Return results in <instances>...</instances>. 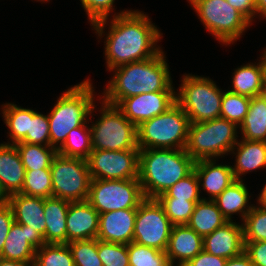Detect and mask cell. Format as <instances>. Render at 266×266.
<instances>
[{
  "instance_id": "cell-9",
  "label": "cell",
  "mask_w": 266,
  "mask_h": 266,
  "mask_svg": "<svg viewBox=\"0 0 266 266\" xmlns=\"http://www.w3.org/2000/svg\"><path fill=\"white\" fill-rule=\"evenodd\" d=\"M206 31L227 47L245 35L252 23L227 0H187Z\"/></svg>"
},
{
  "instance_id": "cell-31",
  "label": "cell",
  "mask_w": 266,
  "mask_h": 266,
  "mask_svg": "<svg viewBox=\"0 0 266 266\" xmlns=\"http://www.w3.org/2000/svg\"><path fill=\"white\" fill-rule=\"evenodd\" d=\"M17 151L25 170L50 168L57 150L52 146H43L28 143H16Z\"/></svg>"
},
{
  "instance_id": "cell-37",
  "label": "cell",
  "mask_w": 266,
  "mask_h": 266,
  "mask_svg": "<svg viewBox=\"0 0 266 266\" xmlns=\"http://www.w3.org/2000/svg\"><path fill=\"white\" fill-rule=\"evenodd\" d=\"M255 203L242 222L244 241H266V209Z\"/></svg>"
},
{
  "instance_id": "cell-25",
  "label": "cell",
  "mask_w": 266,
  "mask_h": 266,
  "mask_svg": "<svg viewBox=\"0 0 266 266\" xmlns=\"http://www.w3.org/2000/svg\"><path fill=\"white\" fill-rule=\"evenodd\" d=\"M25 172L16 145L0 143V183L8 196L21 192Z\"/></svg>"
},
{
  "instance_id": "cell-40",
  "label": "cell",
  "mask_w": 266,
  "mask_h": 266,
  "mask_svg": "<svg viewBox=\"0 0 266 266\" xmlns=\"http://www.w3.org/2000/svg\"><path fill=\"white\" fill-rule=\"evenodd\" d=\"M98 256L103 266H129L127 245L98 240Z\"/></svg>"
},
{
  "instance_id": "cell-34",
  "label": "cell",
  "mask_w": 266,
  "mask_h": 266,
  "mask_svg": "<svg viewBox=\"0 0 266 266\" xmlns=\"http://www.w3.org/2000/svg\"><path fill=\"white\" fill-rule=\"evenodd\" d=\"M25 171V181L20 193L44 199L52 197V177L50 168Z\"/></svg>"
},
{
  "instance_id": "cell-10",
  "label": "cell",
  "mask_w": 266,
  "mask_h": 266,
  "mask_svg": "<svg viewBox=\"0 0 266 266\" xmlns=\"http://www.w3.org/2000/svg\"><path fill=\"white\" fill-rule=\"evenodd\" d=\"M50 172L53 197L70 202L88 199L91 176L87 160L57 153L52 159Z\"/></svg>"
},
{
  "instance_id": "cell-35",
  "label": "cell",
  "mask_w": 266,
  "mask_h": 266,
  "mask_svg": "<svg viewBox=\"0 0 266 266\" xmlns=\"http://www.w3.org/2000/svg\"><path fill=\"white\" fill-rule=\"evenodd\" d=\"M251 98L224 90L220 117L235 123L238 127L249 110Z\"/></svg>"
},
{
  "instance_id": "cell-21",
  "label": "cell",
  "mask_w": 266,
  "mask_h": 266,
  "mask_svg": "<svg viewBox=\"0 0 266 266\" xmlns=\"http://www.w3.org/2000/svg\"><path fill=\"white\" fill-rule=\"evenodd\" d=\"M229 155L234 157L231 165L235 180H244L250 172L266 169V142L239 139Z\"/></svg>"
},
{
  "instance_id": "cell-6",
  "label": "cell",
  "mask_w": 266,
  "mask_h": 266,
  "mask_svg": "<svg viewBox=\"0 0 266 266\" xmlns=\"http://www.w3.org/2000/svg\"><path fill=\"white\" fill-rule=\"evenodd\" d=\"M239 127L225 118L190 123L186 152L196 161L221 160L239 141Z\"/></svg>"
},
{
  "instance_id": "cell-19",
  "label": "cell",
  "mask_w": 266,
  "mask_h": 266,
  "mask_svg": "<svg viewBox=\"0 0 266 266\" xmlns=\"http://www.w3.org/2000/svg\"><path fill=\"white\" fill-rule=\"evenodd\" d=\"M137 209H119L99 215L97 239L112 243L133 242Z\"/></svg>"
},
{
  "instance_id": "cell-8",
  "label": "cell",
  "mask_w": 266,
  "mask_h": 266,
  "mask_svg": "<svg viewBox=\"0 0 266 266\" xmlns=\"http://www.w3.org/2000/svg\"><path fill=\"white\" fill-rule=\"evenodd\" d=\"M189 118L175 102L164 113L143 121L137 127L139 149H185Z\"/></svg>"
},
{
  "instance_id": "cell-41",
  "label": "cell",
  "mask_w": 266,
  "mask_h": 266,
  "mask_svg": "<svg viewBox=\"0 0 266 266\" xmlns=\"http://www.w3.org/2000/svg\"><path fill=\"white\" fill-rule=\"evenodd\" d=\"M80 2V5H82L81 7H83L84 12H86L85 14L90 25L99 20L124 14L130 11L128 9H123L119 12H115V0H80Z\"/></svg>"
},
{
  "instance_id": "cell-1",
  "label": "cell",
  "mask_w": 266,
  "mask_h": 266,
  "mask_svg": "<svg viewBox=\"0 0 266 266\" xmlns=\"http://www.w3.org/2000/svg\"><path fill=\"white\" fill-rule=\"evenodd\" d=\"M152 22L144 11L131 8L124 14L102 19L91 25L98 42L99 39L104 40L103 54L107 71L149 59L162 50L163 47L158 42H161L163 33Z\"/></svg>"
},
{
  "instance_id": "cell-52",
  "label": "cell",
  "mask_w": 266,
  "mask_h": 266,
  "mask_svg": "<svg viewBox=\"0 0 266 266\" xmlns=\"http://www.w3.org/2000/svg\"><path fill=\"white\" fill-rule=\"evenodd\" d=\"M262 54H259L261 55V59L263 61V64H264V69H265V86H266V47L263 48V51L261 52Z\"/></svg>"
},
{
  "instance_id": "cell-49",
  "label": "cell",
  "mask_w": 266,
  "mask_h": 266,
  "mask_svg": "<svg viewBox=\"0 0 266 266\" xmlns=\"http://www.w3.org/2000/svg\"><path fill=\"white\" fill-rule=\"evenodd\" d=\"M0 266H33V263H26L21 261L0 259Z\"/></svg>"
},
{
  "instance_id": "cell-5",
  "label": "cell",
  "mask_w": 266,
  "mask_h": 266,
  "mask_svg": "<svg viewBox=\"0 0 266 266\" xmlns=\"http://www.w3.org/2000/svg\"><path fill=\"white\" fill-rule=\"evenodd\" d=\"M98 101L100 106L97 107L96 103L93 105L88 119L92 149L113 151L139 149L137 126L131 123L116 106L107 104L100 98ZM95 110L100 112L99 115L94 114L97 112ZM95 116H98V119L94 120Z\"/></svg>"
},
{
  "instance_id": "cell-18",
  "label": "cell",
  "mask_w": 266,
  "mask_h": 266,
  "mask_svg": "<svg viewBox=\"0 0 266 266\" xmlns=\"http://www.w3.org/2000/svg\"><path fill=\"white\" fill-rule=\"evenodd\" d=\"M99 215L87 200L70 202L66 219L67 243L96 239L99 230Z\"/></svg>"
},
{
  "instance_id": "cell-15",
  "label": "cell",
  "mask_w": 266,
  "mask_h": 266,
  "mask_svg": "<svg viewBox=\"0 0 266 266\" xmlns=\"http://www.w3.org/2000/svg\"><path fill=\"white\" fill-rule=\"evenodd\" d=\"M46 244L44 237L30 226L14 221L0 253L6 260L34 263L36 249Z\"/></svg>"
},
{
  "instance_id": "cell-20",
  "label": "cell",
  "mask_w": 266,
  "mask_h": 266,
  "mask_svg": "<svg viewBox=\"0 0 266 266\" xmlns=\"http://www.w3.org/2000/svg\"><path fill=\"white\" fill-rule=\"evenodd\" d=\"M203 250V237L187 224L173 225L166 255L170 264L184 266Z\"/></svg>"
},
{
  "instance_id": "cell-30",
  "label": "cell",
  "mask_w": 266,
  "mask_h": 266,
  "mask_svg": "<svg viewBox=\"0 0 266 266\" xmlns=\"http://www.w3.org/2000/svg\"><path fill=\"white\" fill-rule=\"evenodd\" d=\"M93 151L89 121L72 129L57 153L64 157L82 158L87 160Z\"/></svg>"
},
{
  "instance_id": "cell-47",
  "label": "cell",
  "mask_w": 266,
  "mask_h": 266,
  "mask_svg": "<svg viewBox=\"0 0 266 266\" xmlns=\"http://www.w3.org/2000/svg\"><path fill=\"white\" fill-rule=\"evenodd\" d=\"M225 266H255L250 257L243 252L237 257H233L226 260Z\"/></svg>"
},
{
  "instance_id": "cell-53",
  "label": "cell",
  "mask_w": 266,
  "mask_h": 266,
  "mask_svg": "<svg viewBox=\"0 0 266 266\" xmlns=\"http://www.w3.org/2000/svg\"><path fill=\"white\" fill-rule=\"evenodd\" d=\"M34 1L41 2V4H42V3H45V2H46V3H47V2H50L51 0H34Z\"/></svg>"
},
{
  "instance_id": "cell-14",
  "label": "cell",
  "mask_w": 266,
  "mask_h": 266,
  "mask_svg": "<svg viewBox=\"0 0 266 266\" xmlns=\"http://www.w3.org/2000/svg\"><path fill=\"white\" fill-rule=\"evenodd\" d=\"M176 102V92H153L122 99L116 107L137 127L164 113Z\"/></svg>"
},
{
  "instance_id": "cell-27",
  "label": "cell",
  "mask_w": 266,
  "mask_h": 266,
  "mask_svg": "<svg viewBox=\"0 0 266 266\" xmlns=\"http://www.w3.org/2000/svg\"><path fill=\"white\" fill-rule=\"evenodd\" d=\"M0 110L2 119L8 128V132H6L8 141H3V143L15 145L22 142L26 138L27 132H29V118H33L38 111L18 106L14 102L2 104Z\"/></svg>"
},
{
  "instance_id": "cell-43",
  "label": "cell",
  "mask_w": 266,
  "mask_h": 266,
  "mask_svg": "<svg viewBox=\"0 0 266 266\" xmlns=\"http://www.w3.org/2000/svg\"><path fill=\"white\" fill-rule=\"evenodd\" d=\"M244 252L255 266H266V241H244Z\"/></svg>"
},
{
  "instance_id": "cell-29",
  "label": "cell",
  "mask_w": 266,
  "mask_h": 266,
  "mask_svg": "<svg viewBox=\"0 0 266 266\" xmlns=\"http://www.w3.org/2000/svg\"><path fill=\"white\" fill-rule=\"evenodd\" d=\"M227 222L213 200H201L196 203L187 225L204 237Z\"/></svg>"
},
{
  "instance_id": "cell-2",
  "label": "cell",
  "mask_w": 266,
  "mask_h": 266,
  "mask_svg": "<svg viewBox=\"0 0 266 266\" xmlns=\"http://www.w3.org/2000/svg\"><path fill=\"white\" fill-rule=\"evenodd\" d=\"M166 53L116 67L100 96L105 103L116 106L122 99L153 92H176Z\"/></svg>"
},
{
  "instance_id": "cell-23",
  "label": "cell",
  "mask_w": 266,
  "mask_h": 266,
  "mask_svg": "<svg viewBox=\"0 0 266 266\" xmlns=\"http://www.w3.org/2000/svg\"><path fill=\"white\" fill-rule=\"evenodd\" d=\"M259 61V62H257ZM256 62L242 63L236 67L231 75L232 88L226 89L232 93L250 98L264 94L265 69L261 57Z\"/></svg>"
},
{
  "instance_id": "cell-11",
  "label": "cell",
  "mask_w": 266,
  "mask_h": 266,
  "mask_svg": "<svg viewBox=\"0 0 266 266\" xmlns=\"http://www.w3.org/2000/svg\"><path fill=\"white\" fill-rule=\"evenodd\" d=\"M144 199L139 178L91 179L87 201L102 214L119 209H137Z\"/></svg>"
},
{
  "instance_id": "cell-13",
  "label": "cell",
  "mask_w": 266,
  "mask_h": 266,
  "mask_svg": "<svg viewBox=\"0 0 266 266\" xmlns=\"http://www.w3.org/2000/svg\"><path fill=\"white\" fill-rule=\"evenodd\" d=\"M140 149L93 150L87 159L91 179L139 178Z\"/></svg>"
},
{
  "instance_id": "cell-7",
  "label": "cell",
  "mask_w": 266,
  "mask_h": 266,
  "mask_svg": "<svg viewBox=\"0 0 266 266\" xmlns=\"http://www.w3.org/2000/svg\"><path fill=\"white\" fill-rule=\"evenodd\" d=\"M176 89V102L190 123H200L220 117L223 88L204 75L183 74Z\"/></svg>"
},
{
  "instance_id": "cell-36",
  "label": "cell",
  "mask_w": 266,
  "mask_h": 266,
  "mask_svg": "<svg viewBox=\"0 0 266 266\" xmlns=\"http://www.w3.org/2000/svg\"><path fill=\"white\" fill-rule=\"evenodd\" d=\"M165 214L173 225L187 224L190 221L195 205L199 201H188L174 197H157Z\"/></svg>"
},
{
  "instance_id": "cell-17",
  "label": "cell",
  "mask_w": 266,
  "mask_h": 266,
  "mask_svg": "<svg viewBox=\"0 0 266 266\" xmlns=\"http://www.w3.org/2000/svg\"><path fill=\"white\" fill-rule=\"evenodd\" d=\"M244 248L243 224L240 222L228 221L203 237V250L225 259L241 255Z\"/></svg>"
},
{
  "instance_id": "cell-46",
  "label": "cell",
  "mask_w": 266,
  "mask_h": 266,
  "mask_svg": "<svg viewBox=\"0 0 266 266\" xmlns=\"http://www.w3.org/2000/svg\"><path fill=\"white\" fill-rule=\"evenodd\" d=\"M227 2L241 12L251 23L256 21L255 0H227Z\"/></svg>"
},
{
  "instance_id": "cell-22",
  "label": "cell",
  "mask_w": 266,
  "mask_h": 266,
  "mask_svg": "<svg viewBox=\"0 0 266 266\" xmlns=\"http://www.w3.org/2000/svg\"><path fill=\"white\" fill-rule=\"evenodd\" d=\"M244 181H233L220 195L213 199L228 221H236L233 215H237L242 223L254 205V203L251 204V201L249 202L253 197L249 193V186Z\"/></svg>"
},
{
  "instance_id": "cell-50",
  "label": "cell",
  "mask_w": 266,
  "mask_h": 266,
  "mask_svg": "<svg viewBox=\"0 0 266 266\" xmlns=\"http://www.w3.org/2000/svg\"><path fill=\"white\" fill-rule=\"evenodd\" d=\"M256 202L266 209V183L262 186V189H260Z\"/></svg>"
},
{
  "instance_id": "cell-26",
  "label": "cell",
  "mask_w": 266,
  "mask_h": 266,
  "mask_svg": "<svg viewBox=\"0 0 266 266\" xmlns=\"http://www.w3.org/2000/svg\"><path fill=\"white\" fill-rule=\"evenodd\" d=\"M70 201L56 197L44 199L46 243H67L66 219Z\"/></svg>"
},
{
  "instance_id": "cell-24",
  "label": "cell",
  "mask_w": 266,
  "mask_h": 266,
  "mask_svg": "<svg viewBox=\"0 0 266 266\" xmlns=\"http://www.w3.org/2000/svg\"><path fill=\"white\" fill-rule=\"evenodd\" d=\"M7 203L13 209L15 222L30 226L31 230H36L44 237V198L16 193L9 196Z\"/></svg>"
},
{
  "instance_id": "cell-32",
  "label": "cell",
  "mask_w": 266,
  "mask_h": 266,
  "mask_svg": "<svg viewBox=\"0 0 266 266\" xmlns=\"http://www.w3.org/2000/svg\"><path fill=\"white\" fill-rule=\"evenodd\" d=\"M33 266H75L67 243H46L36 249Z\"/></svg>"
},
{
  "instance_id": "cell-42",
  "label": "cell",
  "mask_w": 266,
  "mask_h": 266,
  "mask_svg": "<svg viewBox=\"0 0 266 266\" xmlns=\"http://www.w3.org/2000/svg\"><path fill=\"white\" fill-rule=\"evenodd\" d=\"M19 143L50 146L48 114L37 112L33 118H29V132H27L26 138Z\"/></svg>"
},
{
  "instance_id": "cell-12",
  "label": "cell",
  "mask_w": 266,
  "mask_h": 266,
  "mask_svg": "<svg viewBox=\"0 0 266 266\" xmlns=\"http://www.w3.org/2000/svg\"><path fill=\"white\" fill-rule=\"evenodd\" d=\"M172 226L158 201L145 198L137 208L133 242L165 252Z\"/></svg>"
},
{
  "instance_id": "cell-38",
  "label": "cell",
  "mask_w": 266,
  "mask_h": 266,
  "mask_svg": "<svg viewBox=\"0 0 266 266\" xmlns=\"http://www.w3.org/2000/svg\"><path fill=\"white\" fill-rule=\"evenodd\" d=\"M75 266H103L98 256V239L76 240L67 243Z\"/></svg>"
},
{
  "instance_id": "cell-33",
  "label": "cell",
  "mask_w": 266,
  "mask_h": 266,
  "mask_svg": "<svg viewBox=\"0 0 266 266\" xmlns=\"http://www.w3.org/2000/svg\"><path fill=\"white\" fill-rule=\"evenodd\" d=\"M129 266H169L166 252L131 242L127 244Z\"/></svg>"
},
{
  "instance_id": "cell-4",
  "label": "cell",
  "mask_w": 266,
  "mask_h": 266,
  "mask_svg": "<svg viewBox=\"0 0 266 266\" xmlns=\"http://www.w3.org/2000/svg\"><path fill=\"white\" fill-rule=\"evenodd\" d=\"M89 78L88 76V79L68 87L67 91L57 97L55 105L48 113L50 146L56 150L64 143L72 129L88 121L91 108L98 103L100 95L95 92L96 87Z\"/></svg>"
},
{
  "instance_id": "cell-51",
  "label": "cell",
  "mask_w": 266,
  "mask_h": 266,
  "mask_svg": "<svg viewBox=\"0 0 266 266\" xmlns=\"http://www.w3.org/2000/svg\"><path fill=\"white\" fill-rule=\"evenodd\" d=\"M9 196L5 193L1 183H0V202L6 203L8 202Z\"/></svg>"
},
{
  "instance_id": "cell-44",
  "label": "cell",
  "mask_w": 266,
  "mask_h": 266,
  "mask_svg": "<svg viewBox=\"0 0 266 266\" xmlns=\"http://www.w3.org/2000/svg\"><path fill=\"white\" fill-rule=\"evenodd\" d=\"M14 221L12 207L7 202L0 203V253L4 247L5 239Z\"/></svg>"
},
{
  "instance_id": "cell-16",
  "label": "cell",
  "mask_w": 266,
  "mask_h": 266,
  "mask_svg": "<svg viewBox=\"0 0 266 266\" xmlns=\"http://www.w3.org/2000/svg\"><path fill=\"white\" fill-rule=\"evenodd\" d=\"M218 161V159L199 160L194 164L193 170L196 172L199 181V191L202 200H213L235 181L229 162L226 164V162L219 163ZM201 190L205 191L204 196Z\"/></svg>"
},
{
  "instance_id": "cell-39",
  "label": "cell",
  "mask_w": 266,
  "mask_h": 266,
  "mask_svg": "<svg viewBox=\"0 0 266 266\" xmlns=\"http://www.w3.org/2000/svg\"><path fill=\"white\" fill-rule=\"evenodd\" d=\"M158 197H174L177 199H186L188 201H201L202 198L196 172L193 170L189 175L177 181Z\"/></svg>"
},
{
  "instance_id": "cell-3",
  "label": "cell",
  "mask_w": 266,
  "mask_h": 266,
  "mask_svg": "<svg viewBox=\"0 0 266 266\" xmlns=\"http://www.w3.org/2000/svg\"><path fill=\"white\" fill-rule=\"evenodd\" d=\"M185 149H140L139 182L145 198L156 199L194 169Z\"/></svg>"
},
{
  "instance_id": "cell-48",
  "label": "cell",
  "mask_w": 266,
  "mask_h": 266,
  "mask_svg": "<svg viewBox=\"0 0 266 266\" xmlns=\"http://www.w3.org/2000/svg\"><path fill=\"white\" fill-rule=\"evenodd\" d=\"M256 18L266 20V0H255Z\"/></svg>"
},
{
  "instance_id": "cell-28",
  "label": "cell",
  "mask_w": 266,
  "mask_h": 266,
  "mask_svg": "<svg viewBox=\"0 0 266 266\" xmlns=\"http://www.w3.org/2000/svg\"><path fill=\"white\" fill-rule=\"evenodd\" d=\"M240 139L266 142V96L252 97L249 110L239 126Z\"/></svg>"
},
{
  "instance_id": "cell-45",
  "label": "cell",
  "mask_w": 266,
  "mask_h": 266,
  "mask_svg": "<svg viewBox=\"0 0 266 266\" xmlns=\"http://www.w3.org/2000/svg\"><path fill=\"white\" fill-rule=\"evenodd\" d=\"M226 260L225 258L209 254L202 250L184 266H225Z\"/></svg>"
}]
</instances>
